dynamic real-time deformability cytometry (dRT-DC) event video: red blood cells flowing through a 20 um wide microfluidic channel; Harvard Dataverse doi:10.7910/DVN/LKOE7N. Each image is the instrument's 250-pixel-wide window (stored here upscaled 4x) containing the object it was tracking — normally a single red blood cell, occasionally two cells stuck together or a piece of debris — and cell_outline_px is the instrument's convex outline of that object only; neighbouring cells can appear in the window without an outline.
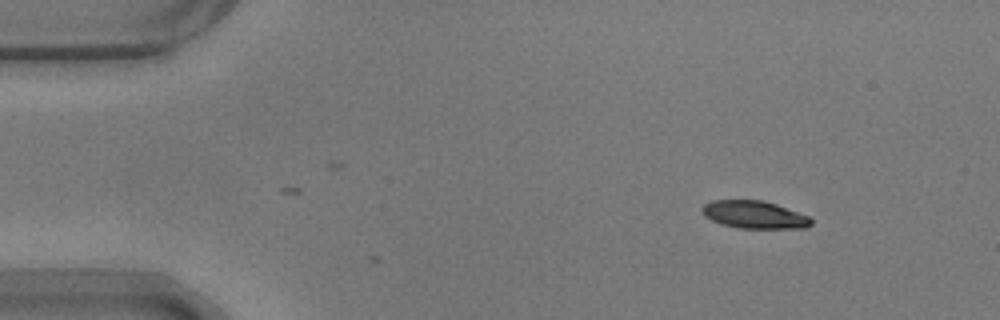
{"species": "common noctule bat (a hibernating species)", "species_latin": "Nyctalus noctula", "temperature_condition": "warm", "stored_images_in_passage": 5, "camera_frame_rate_fps": 3000, "um_per_image_px": 0.085, "animal": {"sex": "male", "body_mass_g": 17.9}, "frame": {"image": 1, "passage_image": 5, "time_ms": 1.333, "image_size_px": [1000, 320], "cell_outline_px": [[812, 224], [804, 228], [736, 228], [712, 220], [704, 216], [700, 208], [704, 204], [712, 200], [764, 200], [776, 204], [808, 216], [812, 220]], "centroid_in_image_um": [64.09, 18.24], "position_along_channel_um": 20.9, "area_um2": 17.51}}